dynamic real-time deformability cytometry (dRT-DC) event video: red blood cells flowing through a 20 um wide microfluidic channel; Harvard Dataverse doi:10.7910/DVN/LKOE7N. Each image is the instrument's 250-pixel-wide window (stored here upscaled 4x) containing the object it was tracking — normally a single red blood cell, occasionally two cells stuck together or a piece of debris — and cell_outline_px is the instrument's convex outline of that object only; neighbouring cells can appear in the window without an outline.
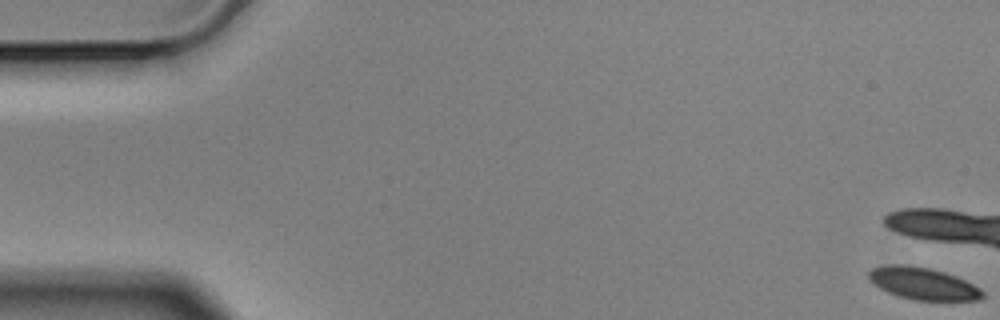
{"species": "Egyptian fruit bat (a non-hibernating species)", "species_latin": "Rousettus aegyptiacus", "temperature_condition": "cold", "stored_images_in_passage": 5, "camera_frame_rate_fps": 3000, "um_per_image_px": 0.085, "animal": {"sex": "male"}, "frame": {"image": 1, "passage_image": 1, "time_ms": 0.0, "image_size_px": [1000, 320], "cell_outline_px": [[984, 296], [980, 300], [912, 300], [888, 292], [880, 288], [868, 280], [868, 272], [872, 268], [888, 264], [896, 264], [928, 268], [944, 272], [956, 276], [980, 288], [984, 292]], "centroid_in_image_um": [78.44, 24.11], "position_along_channel_um": 6.6, "area_um2": 21.15}}